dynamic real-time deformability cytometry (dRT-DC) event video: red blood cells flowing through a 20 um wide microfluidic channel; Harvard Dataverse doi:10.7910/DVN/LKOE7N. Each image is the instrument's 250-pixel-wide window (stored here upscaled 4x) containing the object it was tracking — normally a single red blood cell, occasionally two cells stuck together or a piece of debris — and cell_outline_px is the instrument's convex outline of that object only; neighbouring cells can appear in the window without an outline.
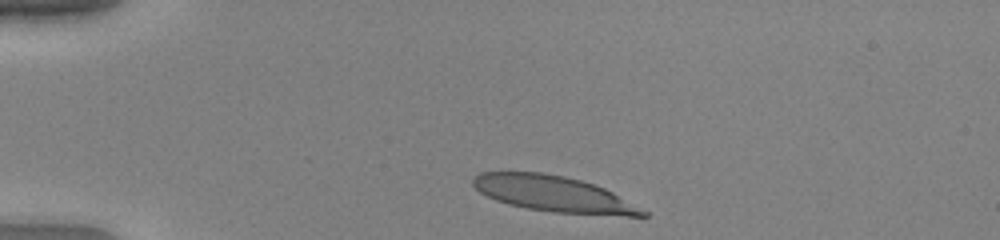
{"species": "human", "species_latin": "Homo sapiens", "temperature_condition": "warm", "stored_images_in_passage": 37, "camera_frame_rate_fps": 3000, "um_per_image_px": 0.085, "donor": {"sex": "female"}, "frame": {"image": 1, "passage_image": 1, "time_ms": 0.0, "image_size_px": [1000, 240], "cell_outline_px": [[648, 216], [628, 216], [552, 212], [528, 208], [508, 204], [496, 200], [480, 192], [472, 184], [472, 176], [480, 172], [540, 172], [564, 176], [580, 180], [604, 188], [612, 192], [648, 212]], "centroid_in_image_um": [47.02, 16.48], "position_along_channel_um": 38.0, "area_um2": 35.14}}
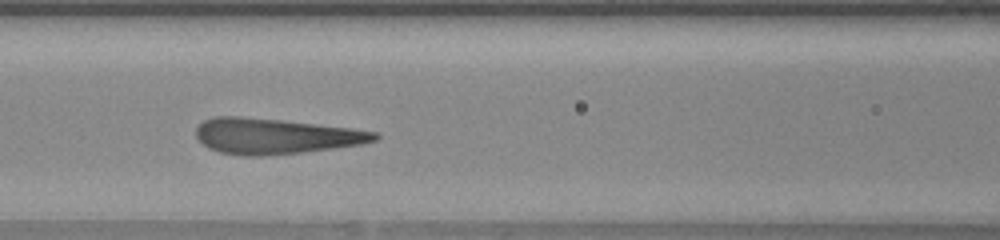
{"frame": {"image": 2, "passage_image": 13, "time_ms": 4.0, "image_size_px": [1000, 240], "cell_outline_px": [[380, 136], [376, 140], [360, 144], [332, 148], [300, 152], [264, 156], [244, 156], [220, 152], [208, 148], [196, 136], [196, 128], [204, 120], [216, 116], [240, 116], [280, 120], [352, 128], [380, 132]], "centroid_in_image_um": [23.4, 11.57], "position_along_channel_um": 143.2, "area_um2": 36.82}}
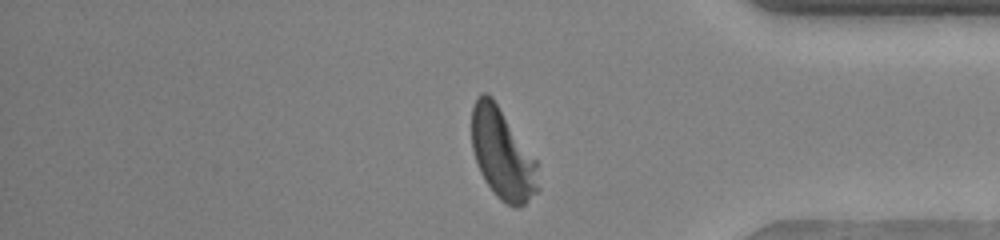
{"frame": {"image": 3, "passage_image": 33, "time_ms": 10.667, "image_size_px": [1000, 240], "cell_outline_px": [[540, 188], [524, 204], [516, 208], [512, 208], [500, 200], [496, 196], [484, 180], [480, 172], [472, 148], [472, 104], [480, 92], [488, 92], [492, 96], [536, 160]], "centroid_in_image_um": [42.69, 13.09], "position_along_channel_um": 392.5, "area_um2": 35.2}, "authors_computed_cell_mechanics": {"area_um2": 36.6452, "velocity_mm_per_s": 3.9701, "shape_relaxation_time_tau1_ms": 4.0965, "shape_relaxation_time_tau2_ms": null, "deformation_change_tau1": 0.245, "deformation_change_tau2": null}}